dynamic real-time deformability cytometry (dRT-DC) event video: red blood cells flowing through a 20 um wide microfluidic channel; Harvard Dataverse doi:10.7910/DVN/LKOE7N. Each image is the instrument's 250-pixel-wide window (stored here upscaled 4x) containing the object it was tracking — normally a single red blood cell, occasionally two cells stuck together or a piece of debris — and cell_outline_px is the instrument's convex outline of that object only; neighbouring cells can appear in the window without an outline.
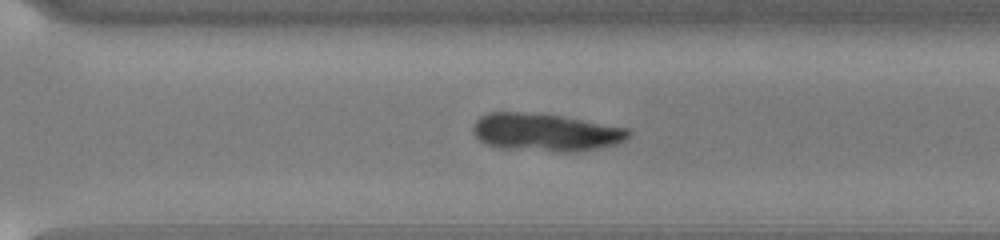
{"species": "common noctule bat (a hibernating species)", "species_latin": "Nyctalus noctula", "temperature_condition": "cold", "stored_images_in_passage": 54, "camera_frame_rate_fps": 3000, "um_per_image_px": 0.085, "animal": {"sex": "male", "body_mass_g": 13.0, "forearm_length_mm": 53.1}, "frame": {"image": 1, "passage_image": 39, "time_ms": 12.667, "image_size_px": [1000, 240], "cell_outline_px": [[632, 132], [624, 140], [616, 144], [596, 148], [568, 152], [560, 152], [500, 148], [484, 144], [472, 132], [472, 124], [480, 116], [488, 112], [516, 112], [560, 116], [628, 128]], "centroid_in_image_um": [46.31, 11.25], "position_along_channel_um": 324.3, "area_um2": 34.04}}
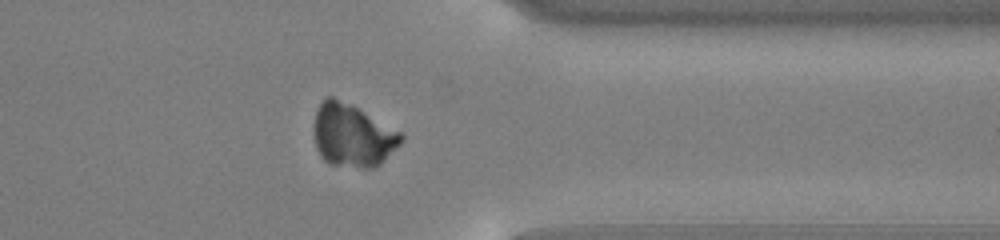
{"frame": {"image": 2, "passage_image": 44, "time_ms": 14.333, "image_size_px": [1000, 240], "cell_outline_px": [[404, 140], [380, 164], [372, 168], [360, 168], [328, 164], [320, 156], [316, 148], [316, 112], [320, 104], [328, 96], [332, 96], [352, 104], [400, 132], [404, 136]], "centroid_in_image_um": [29.99, 11.53], "position_along_channel_um": 381.4, "area_um2": 31.62}}
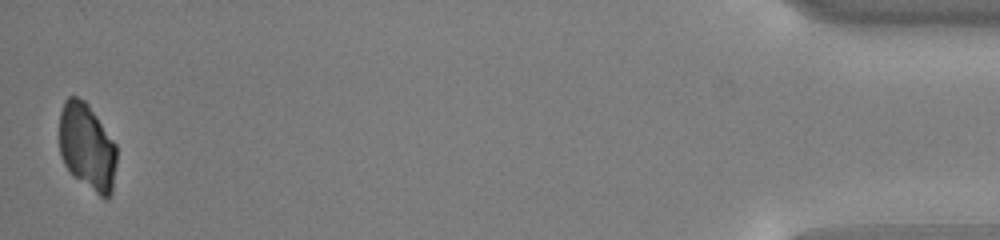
{"frame": {"image": 3, "passage_image": 54, "time_ms": 17.667, "image_size_px": [1000, 240], "cell_outline_px": [[116, 164], [112, 192], [108, 200], [104, 200], [76, 176], [64, 164], [60, 156], [60, 112], [64, 100], [68, 96], [76, 96], [84, 100], [88, 104], [116, 144]], "centroid_in_image_um": [7.41, 12.47], "position_along_channel_um": 427.8, "area_um2": 28.84}}